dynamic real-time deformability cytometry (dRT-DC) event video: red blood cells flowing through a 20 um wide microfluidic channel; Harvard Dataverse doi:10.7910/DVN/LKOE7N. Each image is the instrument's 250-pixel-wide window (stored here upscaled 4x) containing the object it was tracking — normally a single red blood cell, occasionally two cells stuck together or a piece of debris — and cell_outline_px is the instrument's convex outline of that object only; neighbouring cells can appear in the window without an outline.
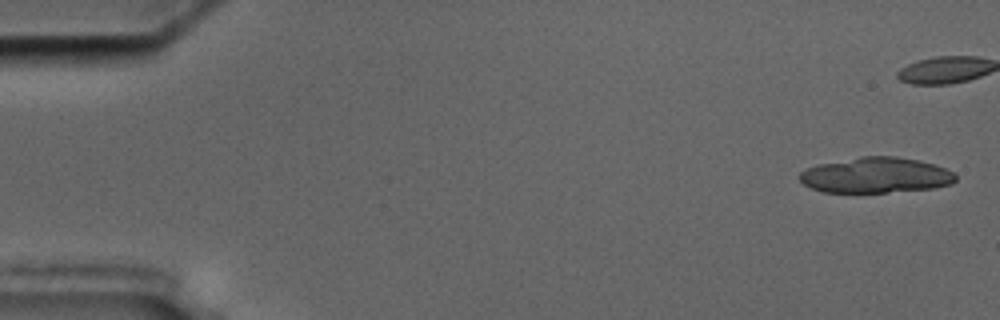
{"species": "common noctule bat (a hibernating species)", "species_latin": "Nyctalus noctula", "temperature_condition": "cold", "stored_images_in_passage": 21, "camera_frame_rate_fps": 3000, "um_per_image_px": 0.085, "animal": {"sex": "male", "body_mass_g": 17.5, "forearm_length_mm": 52.3}, "frame": {"image": 1, "passage_image": 1, "time_ms": 0.0, "image_size_px": [1000, 320], "cell_outline_px": [[956, 180], [952, 184], [932, 188], [888, 192], [824, 192], [812, 188], [804, 184], [796, 176], [800, 172], [808, 168], [820, 164], [860, 156], [896, 156], [916, 160], [932, 164], [944, 168], [952, 172], [956, 176]], "centroid_in_image_um": [74.42, 14.89], "position_along_channel_um": 10.6, "area_um2": 32.08}}